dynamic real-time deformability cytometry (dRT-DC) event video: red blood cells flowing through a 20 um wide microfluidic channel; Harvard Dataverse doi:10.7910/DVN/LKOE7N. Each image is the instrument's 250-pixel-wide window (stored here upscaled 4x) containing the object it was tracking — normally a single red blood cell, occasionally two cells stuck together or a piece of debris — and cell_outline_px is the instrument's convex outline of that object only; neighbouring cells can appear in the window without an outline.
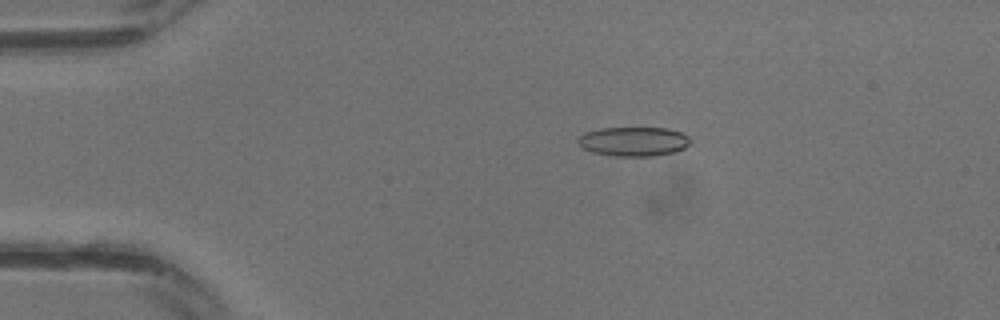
{"species": "common noctule bat (a hibernating species)", "species_latin": "Nyctalus noctula", "temperature_condition": "warm", "stored_images_in_passage": 13, "camera_frame_rate_fps": 3000, "um_per_image_px": 0.085, "animal": {"sex": "male", "body_mass_g": 13.3}, "frame": {"image": 1, "passage_image": 2, "time_ms": 0.333, "image_size_px": [1000, 320], "cell_outline_px": [[688, 144], [684, 148], [676, 152], [652, 156], [616, 156], [592, 152], [584, 148], [576, 140], [584, 132], [600, 128], [668, 128], [680, 132], [688, 136]], "centroid_in_image_um": [53.84, 12.02], "position_along_channel_um": 31.2, "area_um2": 19.07}}
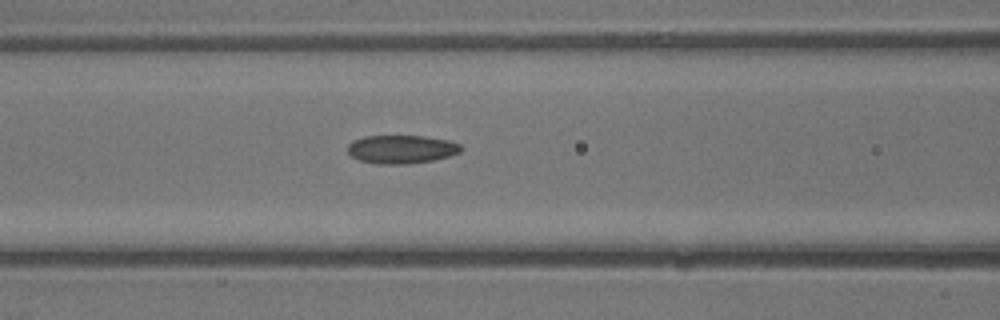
{"frame": {"image": 2, "passage_image": 9, "time_ms": 2.667, "image_size_px": [1000, 320], "cell_outline_px": [[464, 148], [460, 152], [448, 156], [432, 160], [408, 164], [380, 164], [360, 160], [352, 156], [348, 152], [348, 144], [352, 140], [364, 136], [424, 136], [448, 140], [460, 144]], "centroid_in_image_um": [34.12, 12.68], "position_along_channel_um": 132.5, "area_um2": 18.73}}
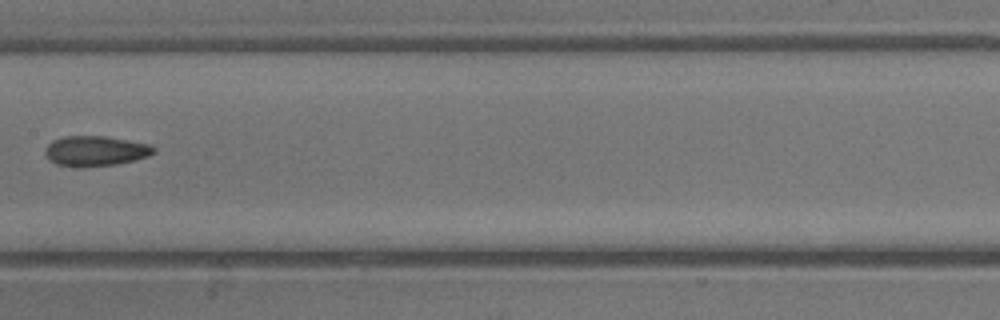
{"frame": {"image": 3, "passage_image": 12, "time_ms": 3.667, "image_size_px": [1000, 320], "cell_outline_px": [[156, 152], [148, 156], [116, 164], [84, 168], [80, 168], [56, 164], [48, 160], [44, 152], [44, 148], [52, 140], [64, 136], [104, 136], [128, 140], [148, 144], [156, 148]], "centroid_in_image_um": [8.06, 12.84], "position_along_channel_um": 199.3, "area_um2": 19.31}}